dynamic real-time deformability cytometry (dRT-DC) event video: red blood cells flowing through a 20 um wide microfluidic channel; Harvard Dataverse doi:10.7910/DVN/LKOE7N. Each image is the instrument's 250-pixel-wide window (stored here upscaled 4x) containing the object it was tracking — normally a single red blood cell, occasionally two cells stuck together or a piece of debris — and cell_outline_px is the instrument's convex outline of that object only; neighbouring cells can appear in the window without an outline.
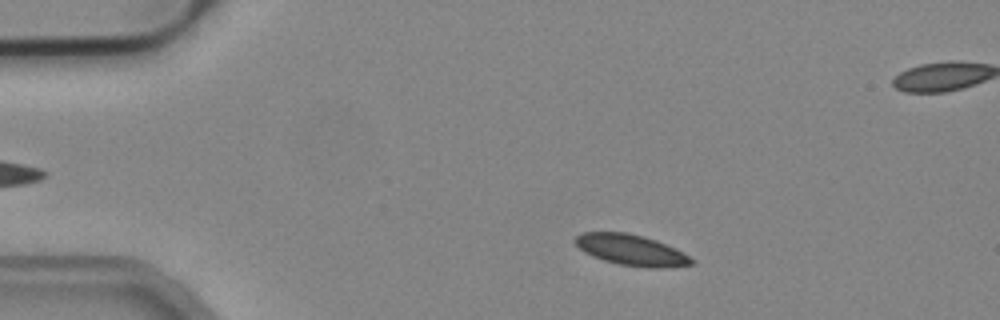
{"species": "common noctule bat (a hibernating species)", "species_latin": "Nyctalus noctula", "temperature_condition": "cold", "stored_images_in_passage": 50, "camera_frame_rate_fps": 3000, "um_per_image_px": 0.085, "animal": {"sex": "male", "body_mass_g": 19.2, "forearm_length_mm": 51.8}, "frame": {"image": 1, "passage_image": 6, "time_ms": 1.667, "image_size_px": [1000, 320], "cell_outline_px": [[696, 260], [692, 264], [668, 268], [648, 268], [620, 264], [604, 260], [592, 256], [584, 252], [572, 240], [580, 232], [628, 232], [644, 236], [656, 240], [676, 248]], "centroid_in_image_um": [53.67, 21.24], "position_along_channel_um": 31.3, "area_um2": 21.15}}
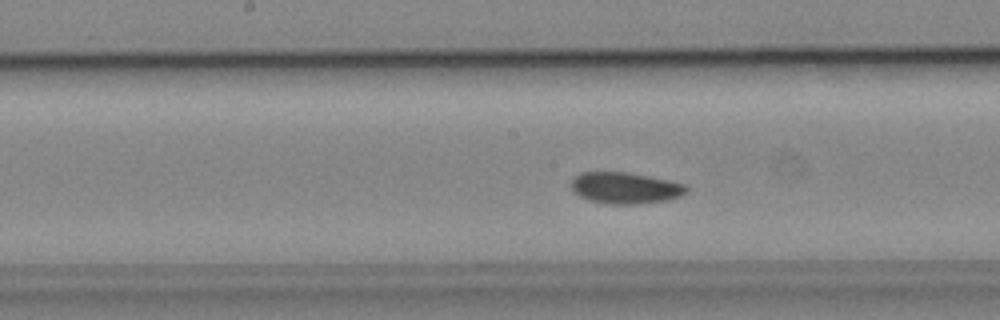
{"frame": {"image": 2, "passage_image": 23, "time_ms": 7.333, "image_size_px": [1000, 320], "cell_outline_px": [[688, 192], [680, 196], [668, 200], [636, 204], [608, 204], [588, 200], [572, 192], [572, 180], [580, 172], [628, 172], [668, 180], [684, 184], [688, 188]], "centroid_in_image_um": [53.14, 15.98], "position_along_channel_um": 195.1, "area_um2": 21.1}}
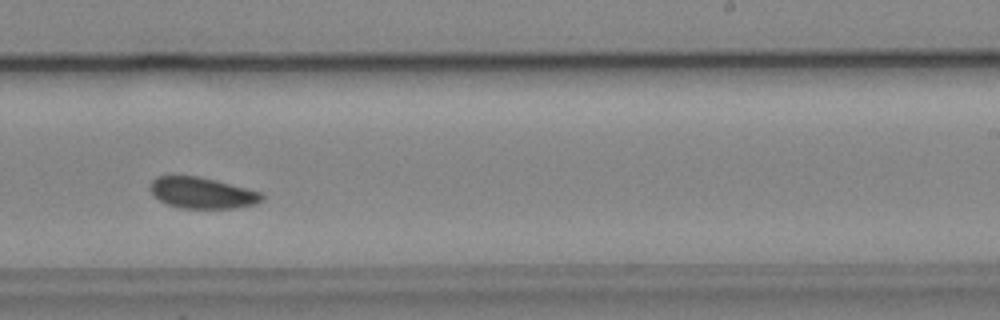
{"frame": {"image": 3, "passage_image": 29, "time_ms": 9.333, "image_size_px": [1000, 320], "cell_outline_px": [[264, 200], [256, 204], [232, 208], [180, 208], [168, 204], [152, 196], [148, 188], [152, 180], [156, 176], [172, 172], [200, 176], [216, 180], [260, 192], [264, 196]], "centroid_in_image_um": [17.08, 16.34], "position_along_channel_um": 271.9, "area_um2": 20.98}, "authors_computed_cell_mechanics": {"area_um2": 20.8369, "velocity_mm_per_s": 3.8732, "shape_relaxation_time_tau1_ms": 7.0483, "shape_relaxation_time_tau2_ms": null, "deformation_change_tau1": 0.0568, "deformation_change_tau2": null}}